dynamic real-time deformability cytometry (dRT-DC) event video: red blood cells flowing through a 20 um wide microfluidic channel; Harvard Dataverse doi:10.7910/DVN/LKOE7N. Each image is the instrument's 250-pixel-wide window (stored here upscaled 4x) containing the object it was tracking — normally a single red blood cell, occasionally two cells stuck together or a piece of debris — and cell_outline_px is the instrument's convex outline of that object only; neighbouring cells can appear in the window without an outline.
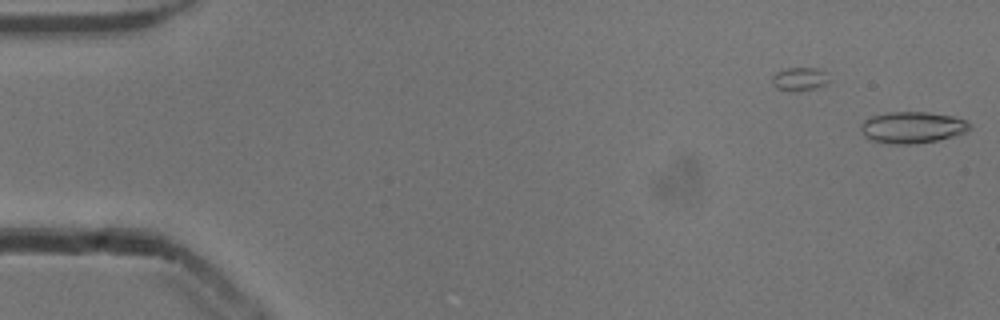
{"species": "common noctule bat (a hibernating species)", "species_latin": "Nyctalus noctula", "temperature_condition": "cold", "stored_images_in_passage": 7, "camera_frame_rate_fps": 3000, "um_per_image_px": 0.085, "animal": {"sex": "male", "body_mass_g": 13.3}, "frame": {"image": 1, "passage_image": 7, "time_ms": 2.0, "image_size_px": [1000, 320], "cell_outline_px": [[972, 128], [964, 132], [952, 136], [936, 140], [916, 144], [892, 144], [872, 140], [864, 136], [860, 128], [860, 124], [864, 120], [872, 116], [888, 112], [928, 112], [952, 116], [968, 120], [972, 124]], "centroid_in_image_um": [77.56, 10.82], "position_along_channel_um": 7.4, "area_um2": 20.06}}